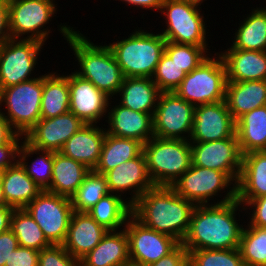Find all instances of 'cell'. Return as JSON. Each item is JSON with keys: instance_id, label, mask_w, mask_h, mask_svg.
Instances as JSON below:
<instances>
[{"instance_id": "f907efd6", "label": "cell", "mask_w": 266, "mask_h": 266, "mask_svg": "<svg viewBox=\"0 0 266 266\" xmlns=\"http://www.w3.org/2000/svg\"><path fill=\"white\" fill-rule=\"evenodd\" d=\"M121 2H126L131 6L138 7V9H148V10H160L164 0H120ZM140 7V8H139Z\"/></svg>"}, {"instance_id": "836d02e7", "label": "cell", "mask_w": 266, "mask_h": 266, "mask_svg": "<svg viewBox=\"0 0 266 266\" xmlns=\"http://www.w3.org/2000/svg\"><path fill=\"white\" fill-rule=\"evenodd\" d=\"M125 196L109 193L102 197L88 213L106 230H120L125 227L127 219L132 215V206L126 201Z\"/></svg>"}, {"instance_id": "f1b7e54d", "label": "cell", "mask_w": 266, "mask_h": 266, "mask_svg": "<svg viewBox=\"0 0 266 266\" xmlns=\"http://www.w3.org/2000/svg\"><path fill=\"white\" fill-rule=\"evenodd\" d=\"M89 172L82 163L53 152L52 180L46 191L71 198Z\"/></svg>"}, {"instance_id": "e575fe53", "label": "cell", "mask_w": 266, "mask_h": 266, "mask_svg": "<svg viewBox=\"0 0 266 266\" xmlns=\"http://www.w3.org/2000/svg\"><path fill=\"white\" fill-rule=\"evenodd\" d=\"M34 153L39 156H36L37 158H35V160L33 159L31 163L26 162L29 157L32 158ZM18 162L25 169L27 175L42 189V191L47 190L50 187L53 168L52 151L35 149L22 140L18 150Z\"/></svg>"}, {"instance_id": "44dd1931", "label": "cell", "mask_w": 266, "mask_h": 266, "mask_svg": "<svg viewBox=\"0 0 266 266\" xmlns=\"http://www.w3.org/2000/svg\"><path fill=\"white\" fill-rule=\"evenodd\" d=\"M107 232L88 212L73 211L62 245L72 257L80 260L99 244Z\"/></svg>"}, {"instance_id": "e0dca14e", "label": "cell", "mask_w": 266, "mask_h": 266, "mask_svg": "<svg viewBox=\"0 0 266 266\" xmlns=\"http://www.w3.org/2000/svg\"><path fill=\"white\" fill-rule=\"evenodd\" d=\"M236 122L225 100L195 106L192 133L189 142H210L235 135Z\"/></svg>"}, {"instance_id": "2e32d148", "label": "cell", "mask_w": 266, "mask_h": 266, "mask_svg": "<svg viewBox=\"0 0 266 266\" xmlns=\"http://www.w3.org/2000/svg\"><path fill=\"white\" fill-rule=\"evenodd\" d=\"M69 111L85 124H97L106 118L111 99L75 72L68 75ZM110 104V105H109Z\"/></svg>"}, {"instance_id": "7dc6e473", "label": "cell", "mask_w": 266, "mask_h": 266, "mask_svg": "<svg viewBox=\"0 0 266 266\" xmlns=\"http://www.w3.org/2000/svg\"><path fill=\"white\" fill-rule=\"evenodd\" d=\"M19 247V242L11 229L0 233V266H5L6 260L16 248Z\"/></svg>"}, {"instance_id": "7a4b0ae2", "label": "cell", "mask_w": 266, "mask_h": 266, "mask_svg": "<svg viewBox=\"0 0 266 266\" xmlns=\"http://www.w3.org/2000/svg\"><path fill=\"white\" fill-rule=\"evenodd\" d=\"M195 204L172 187L154 186L132 205V216L144 226L172 236L179 243L186 237Z\"/></svg>"}, {"instance_id": "603a6c76", "label": "cell", "mask_w": 266, "mask_h": 266, "mask_svg": "<svg viewBox=\"0 0 266 266\" xmlns=\"http://www.w3.org/2000/svg\"><path fill=\"white\" fill-rule=\"evenodd\" d=\"M218 52L225 68L227 81L266 80V51L225 49Z\"/></svg>"}, {"instance_id": "9c48e42d", "label": "cell", "mask_w": 266, "mask_h": 266, "mask_svg": "<svg viewBox=\"0 0 266 266\" xmlns=\"http://www.w3.org/2000/svg\"><path fill=\"white\" fill-rule=\"evenodd\" d=\"M172 188L178 195L195 205L211 204L210 200L214 201L213 197H217L219 193L221 195L222 190L226 194L223 199L217 200V204L236 199V184L224 172L198 167L193 164L172 185Z\"/></svg>"}, {"instance_id": "3957f363", "label": "cell", "mask_w": 266, "mask_h": 266, "mask_svg": "<svg viewBox=\"0 0 266 266\" xmlns=\"http://www.w3.org/2000/svg\"><path fill=\"white\" fill-rule=\"evenodd\" d=\"M59 27L76 57L75 61L78 60L79 69L74 72L92 82L110 99L117 97L124 76L110 47L107 44H94L80 31H75L74 27L64 23Z\"/></svg>"}, {"instance_id": "484cf974", "label": "cell", "mask_w": 266, "mask_h": 266, "mask_svg": "<svg viewBox=\"0 0 266 266\" xmlns=\"http://www.w3.org/2000/svg\"><path fill=\"white\" fill-rule=\"evenodd\" d=\"M225 102L235 121L243 114L266 105V80L227 81Z\"/></svg>"}, {"instance_id": "1f68e13d", "label": "cell", "mask_w": 266, "mask_h": 266, "mask_svg": "<svg viewBox=\"0 0 266 266\" xmlns=\"http://www.w3.org/2000/svg\"><path fill=\"white\" fill-rule=\"evenodd\" d=\"M142 152L141 142L106 133L99 161L93 171L105 175L121 163L138 157Z\"/></svg>"}, {"instance_id": "d590c367", "label": "cell", "mask_w": 266, "mask_h": 266, "mask_svg": "<svg viewBox=\"0 0 266 266\" xmlns=\"http://www.w3.org/2000/svg\"><path fill=\"white\" fill-rule=\"evenodd\" d=\"M10 229L16 236L19 246L41 251L52 245L45 237L40 226L23 209H14Z\"/></svg>"}, {"instance_id": "b9f144b4", "label": "cell", "mask_w": 266, "mask_h": 266, "mask_svg": "<svg viewBox=\"0 0 266 266\" xmlns=\"http://www.w3.org/2000/svg\"><path fill=\"white\" fill-rule=\"evenodd\" d=\"M38 266H80V260L72 257L63 245H50L39 251Z\"/></svg>"}, {"instance_id": "277c9868", "label": "cell", "mask_w": 266, "mask_h": 266, "mask_svg": "<svg viewBox=\"0 0 266 266\" xmlns=\"http://www.w3.org/2000/svg\"><path fill=\"white\" fill-rule=\"evenodd\" d=\"M166 39L158 32L134 30L122 40L109 43L124 77L152 78L165 52Z\"/></svg>"}, {"instance_id": "7c38bea8", "label": "cell", "mask_w": 266, "mask_h": 266, "mask_svg": "<svg viewBox=\"0 0 266 266\" xmlns=\"http://www.w3.org/2000/svg\"><path fill=\"white\" fill-rule=\"evenodd\" d=\"M43 45L33 39L13 38L0 45V90L35 78L31 74Z\"/></svg>"}, {"instance_id": "30bf717a", "label": "cell", "mask_w": 266, "mask_h": 266, "mask_svg": "<svg viewBox=\"0 0 266 266\" xmlns=\"http://www.w3.org/2000/svg\"><path fill=\"white\" fill-rule=\"evenodd\" d=\"M8 3L12 38L33 39L45 44L51 33L46 24L58 11L55 0H8Z\"/></svg>"}, {"instance_id": "bcb514c9", "label": "cell", "mask_w": 266, "mask_h": 266, "mask_svg": "<svg viewBox=\"0 0 266 266\" xmlns=\"http://www.w3.org/2000/svg\"><path fill=\"white\" fill-rule=\"evenodd\" d=\"M187 262L188 251L179 243L169 254L147 266H184Z\"/></svg>"}, {"instance_id": "ac0fdd59", "label": "cell", "mask_w": 266, "mask_h": 266, "mask_svg": "<svg viewBox=\"0 0 266 266\" xmlns=\"http://www.w3.org/2000/svg\"><path fill=\"white\" fill-rule=\"evenodd\" d=\"M84 125L80 118L68 111L53 118H41L23 140L35 149L59 152L64 143Z\"/></svg>"}, {"instance_id": "d4e9b609", "label": "cell", "mask_w": 266, "mask_h": 266, "mask_svg": "<svg viewBox=\"0 0 266 266\" xmlns=\"http://www.w3.org/2000/svg\"><path fill=\"white\" fill-rule=\"evenodd\" d=\"M80 266H131L125 228L108 231L99 244L80 259Z\"/></svg>"}, {"instance_id": "5bb4252c", "label": "cell", "mask_w": 266, "mask_h": 266, "mask_svg": "<svg viewBox=\"0 0 266 266\" xmlns=\"http://www.w3.org/2000/svg\"><path fill=\"white\" fill-rule=\"evenodd\" d=\"M124 228L128 237L131 266H147L157 262L179 244L172 236L144 226L132 215Z\"/></svg>"}, {"instance_id": "60d3db41", "label": "cell", "mask_w": 266, "mask_h": 266, "mask_svg": "<svg viewBox=\"0 0 266 266\" xmlns=\"http://www.w3.org/2000/svg\"><path fill=\"white\" fill-rule=\"evenodd\" d=\"M186 74L187 73L164 52L157 64L152 80L161 92H174Z\"/></svg>"}, {"instance_id": "74e56055", "label": "cell", "mask_w": 266, "mask_h": 266, "mask_svg": "<svg viewBox=\"0 0 266 266\" xmlns=\"http://www.w3.org/2000/svg\"><path fill=\"white\" fill-rule=\"evenodd\" d=\"M247 225L243 227L238 248L244 265L266 266V228Z\"/></svg>"}, {"instance_id": "d6986e66", "label": "cell", "mask_w": 266, "mask_h": 266, "mask_svg": "<svg viewBox=\"0 0 266 266\" xmlns=\"http://www.w3.org/2000/svg\"><path fill=\"white\" fill-rule=\"evenodd\" d=\"M110 193L123 196L128 191L126 201L132 206L147 190L155 185L151 181L144 152L138 157L121 163L105 174ZM123 193V194H122ZM129 199V200H128Z\"/></svg>"}, {"instance_id": "681fc988", "label": "cell", "mask_w": 266, "mask_h": 266, "mask_svg": "<svg viewBox=\"0 0 266 266\" xmlns=\"http://www.w3.org/2000/svg\"><path fill=\"white\" fill-rule=\"evenodd\" d=\"M2 110L0 108V146L7 145L17 135L8 120L1 113Z\"/></svg>"}, {"instance_id": "d6a6232c", "label": "cell", "mask_w": 266, "mask_h": 266, "mask_svg": "<svg viewBox=\"0 0 266 266\" xmlns=\"http://www.w3.org/2000/svg\"><path fill=\"white\" fill-rule=\"evenodd\" d=\"M48 73V74H47ZM43 75L41 118L49 119L69 111L68 75L47 72Z\"/></svg>"}, {"instance_id": "f546056e", "label": "cell", "mask_w": 266, "mask_h": 266, "mask_svg": "<svg viewBox=\"0 0 266 266\" xmlns=\"http://www.w3.org/2000/svg\"><path fill=\"white\" fill-rule=\"evenodd\" d=\"M235 122L242 155L266 150V105L243 114Z\"/></svg>"}, {"instance_id": "7bdbcfd3", "label": "cell", "mask_w": 266, "mask_h": 266, "mask_svg": "<svg viewBox=\"0 0 266 266\" xmlns=\"http://www.w3.org/2000/svg\"><path fill=\"white\" fill-rule=\"evenodd\" d=\"M39 251L27 247L19 246L12 251L5 266H38Z\"/></svg>"}, {"instance_id": "db71d44e", "label": "cell", "mask_w": 266, "mask_h": 266, "mask_svg": "<svg viewBox=\"0 0 266 266\" xmlns=\"http://www.w3.org/2000/svg\"><path fill=\"white\" fill-rule=\"evenodd\" d=\"M4 205H6V202L3 196V190H2V185L0 181V206H4Z\"/></svg>"}, {"instance_id": "f5cc1de1", "label": "cell", "mask_w": 266, "mask_h": 266, "mask_svg": "<svg viewBox=\"0 0 266 266\" xmlns=\"http://www.w3.org/2000/svg\"><path fill=\"white\" fill-rule=\"evenodd\" d=\"M184 2L196 5L198 7H200V5L205 1V0H182Z\"/></svg>"}, {"instance_id": "6da1fadb", "label": "cell", "mask_w": 266, "mask_h": 266, "mask_svg": "<svg viewBox=\"0 0 266 266\" xmlns=\"http://www.w3.org/2000/svg\"><path fill=\"white\" fill-rule=\"evenodd\" d=\"M245 211L237 200L227 203L196 205L190 221V227L182 245L187 251L208 249L239 248L243 226L236 215Z\"/></svg>"}, {"instance_id": "cb8c5ba5", "label": "cell", "mask_w": 266, "mask_h": 266, "mask_svg": "<svg viewBox=\"0 0 266 266\" xmlns=\"http://www.w3.org/2000/svg\"><path fill=\"white\" fill-rule=\"evenodd\" d=\"M266 195V151L242 155L236 199L244 206L249 200Z\"/></svg>"}, {"instance_id": "4316f807", "label": "cell", "mask_w": 266, "mask_h": 266, "mask_svg": "<svg viewBox=\"0 0 266 266\" xmlns=\"http://www.w3.org/2000/svg\"><path fill=\"white\" fill-rule=\"evenodd\" d=\"M0 181L6 205L15 209L25 208L42 192L18 161L0 173Z\"/></svg>"}, {"instance_id": "83f0119b", "label": "cell", "mask_w": 266, "mask_h": 266, "mask_svg": "<svg viewBox=\"0 0 266 266\" xmlns=\"http://www.w3.org/2000/svg\"><path fill=\"white\" fill-rule=\"evenodd\" d=\"M161 91L148 77H124L118 96L123 107L141 113L154 114Z\"/></svg>"}, {"instance_id": "ab89813d", "label": "cell", "mask_w": 266, "mask_h": 266, "mask_svg": "<svg viewBox=\"0 0 266 266\" xmlns=\"http://www.w3.org/2000/svg\"><path fill=\"white\" fill-rule=\"evenodd\" d=\"M165 53L187 74L196 69L211 55L203 47L170 41L165 43Z\"/></svg>"}, {"instance_id": "816d5d0a", "label": "cell", "mask_w": 266, "mask_h": 266, "mask_svg": "<svg viewBox=\"0 0 266 266\" xmlns=\"http://www.w3.org/2000/svg\"><path fill=\"white\" fill-rule=\"evenodd\" d=\"M14 209L15 208L8 205L0 206V233L10 229L11 217Z\"/></svg>"}, {"instance_id": "7402d4cb", "label": "cell", "mask_w": 266, "mask_h": 266, "mask_svg": "<svg viewBox=\"0 0 266 266\" xmlns=\"http://www.w3.org/2000/svg\"><path fill=\"white\" fill-rule=\"evenodd\" d=\"M105 136V128L96 124H85L64 143L59 152L94 170L99 161Z\"/></svg>"}, {"instance_id": "11a10c76", "label": "cell", "mask_w": 266, "mask_h": 266, "mask_svg": "<svg viewBox=\"0 0 266 266\" xmlns=\"http://www.w3.org/2000/svg\"><path fill=\"white\" fill-rule=\"evenodd\" d=\"M184 266H192L189 261Z\"/></svg>"}, {"instance_id": "8fae6325", "label": "cell", "mask_w": 266, "mask_h": 266, "mask_svg": "<svg viewBox=\"0 0 266 266\" xmlns=\"http://www.w3.org/2000/svg\"><path fill=\"white\" fill-rule=\"evenodd\" d=\"M52 245L66 239L73 207L69 197L43 190L25 208Z\"/></svg>"}, {"instance_id": "f6af8a7d", "label": "cell", "mask_w": 266, "mask_h": 266, "mask_svg": "<svg viewBox=\"0 0 266 266\" xmlns=\"http://www.w3.org/2000/svg\"><path fill=\"white\" fill-rule=\"evenodd\" d=\"M21 140L23 136L17 134L7 145L0 146V173L18 161Z\"/></svg>"}, {"instance_id": "8d00e7d4", "label": "cell", "mask_w": 266, "mask_h": 266, "mask_svg": "<svg viewBox=\"0 0 266 266\" xmlns=\"http://www.w3.org/2000/svg\"><path fill=\"white\" fill-rule=\"evenodd\" d=\"M109 193L105 175L90 170L70 198L73 211L88 212L102 197Z\"/></svg>"}, {"instance_id": "ffe728a7", "label": "cell", "mask_w": 266, "mask_h": 266, "mask_svg": "<svg viewBox=\"0 0 266 266\" xmlns=\"http://www.w3.org/2000/svg\"><path fill=\"white\" fill-rule=\"evenodd\" d=\"M112 107L107 111V134L135 139L143 145L154 137L153 114L133 111L120 104Z\"/></svg>"}, {"instance_id": "5b68a950", "label": "cell", "mask_w": 266, "mask_h": 266, "mask_svg": "<svg viewBox=\"0 0 266 266\" xmlns=\"http://www.w3.org/2000/svg\"><path fill=\"white\" fill-rule=\"evenodd\" d=\"M149 177L155 186L172 185L190 168L191 144L183 139L153 137L143 145Z\"/></svg>"}, {"instance_id": "f35d334b", "label": "cell", "mask_w": 266, "mask_h": 266, "mask_svg": "<svg viewBox=\"0 0 266 266\" xmlns=\"http://www.w3.org/2000/svg\"><path fill=\"white\" fill-rule=\"evenodd\" d=\"M188 261L192 266H245L238 248L188 251Z\"/></svg>"}, {"instance_id": "c3c4849f", "label": "cell", "mask_w": 266, "mask_h": 266, "mask_svg": "<svg viewBox=\"0 0 266 266\" xmlns=\"http://www.w3.org/2000/svg\"><path fill=\"white\" fill-rule=\"evenodd\" d=\"M12 39L9 28V3L0 0V45Z\"/></svg>"}, {"instance_id": "52a82bcc", "label": "cell", "mask_w": 266, "mask_h": 266, "mask_svg": "<svg viewBox=\"0 0 266 266\" xmlns=\"http://www.w3.org/2000/svg\"><path fill=\"white\" fill-rule=\"evenodd\" d=\"M186 74L175 93L188 103L199 106L225 100L227 76L221 56L216 52Z\"/></svg>"}, {"instance_id": "8992f818", "label": "cell", "mask_w": 266, "mask_h": 266, "mask_svg": "<svg viewBox=\"0 0 266 266\" xmlns=\"http://www.w3.org/2000/svg\"><path fill=\"white\" fill-rule=\"evenodd\" d=\"M42 91L43 75L0 90V108L7 110L1 113L18 135L24 137L41 119Z\"/></svg>"}, {"instance_id": "ba28073f", "label": "cell", "mask_w": 266, "mask_h": 266, "mask_svg": "<svg viewBox=\"0 0 266 266\" xmlns=\"http://www.w3.org/2000/svg\"><path fill=\"white\" fill-rule=\"evenodd\" d=\"M200 9L182 0H164L159 12L165 18L166 29L162 28L160 34L166 41L203 47L210 54L207 26Z\"/></svg>"}, {"instance_id": "ee69618b", "label": "cell", "mask_w": 266, "mask_h": 266, "mask_svg": "<svg viewBox=\"0 0 266 266\" xmlns=\"http://www.w3.org/2000/svg\"><path fill=\"white\" fill-rule=\"evenodd\" d=\"M244 209L252 211L248 222L251 226L266 228V195L249 200Z\"/></svg>"}, {"instance_id": "4fadbf2b", "label": "cell", "mask_w": 266, "mask_h": 266, "mask_svg": "<svg viewBox=\"0 0 266 266\" xmlns=\"http://www.w3.org/2000/svg\"><path fill=\"white\" fill-rule=\"evenodd\" d=\"M194 110V105L183 100L175 92H161L153 114L154 136L161 139L189 141Z\"/></svg>"}, {"instance_id": "4dcf8cb0", "label": "cell", "mask_w": 266, "mask_h": 266, "mask_svg": "<svg viewBox=\"0 0 266 266\" xmlns=\"http://www.w3.org/2000/svg\"><path fill=\"white\" fill-rule=\"evenodd\" d=\"M239 23L227 49L266 51V7H256Z\"/></svg>"}, {"instance_id": "9a60e30c", "label": "cell", "mask_w": 266, "mask_h": 266, "mask_svg": "<svg viewBox=\"0 0 266 266\" xmlns=\"http://www.w3.org/2000/svg\"><path fill=\"white\" fill-rule=\"evenodd\" d=\"M192 164L224 172L235 184L242 165V154L236 134L210 142H190Z\"/></svg>"}]
</instances>
